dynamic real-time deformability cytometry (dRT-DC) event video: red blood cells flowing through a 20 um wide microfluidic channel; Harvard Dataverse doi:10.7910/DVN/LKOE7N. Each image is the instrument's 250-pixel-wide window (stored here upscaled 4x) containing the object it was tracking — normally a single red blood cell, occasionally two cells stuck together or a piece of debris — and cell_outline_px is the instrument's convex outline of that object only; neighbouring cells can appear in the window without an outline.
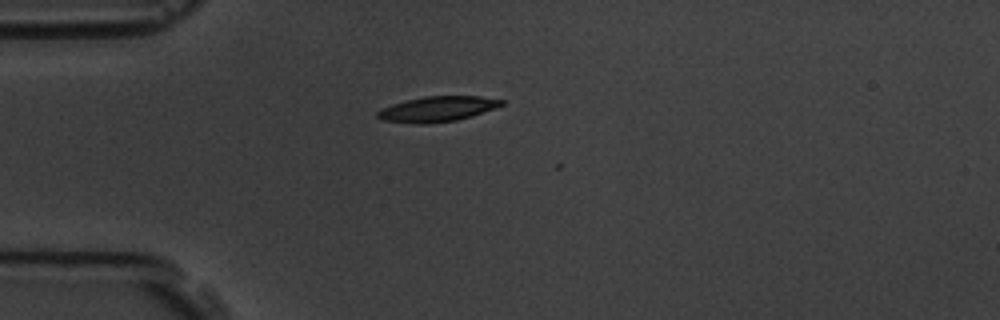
{"species": "common noctule bat (a hibernating species)", "species_latin": "Nyctalus noctula", "temperature_condition": "room temperature", "stored_images_in_passage": 2, "camera_frame_rate_fps": 3000, "um_per_image_px": 0.085, "animal": {"sex": "male", "body_mass_g": 19.5, "forearm_length_mm": 54.6}, "frame": {"image": 1, "passage_image": 1, "time_ms": 0.0, "image_size_px": [1000, 320], "cell_outline_px": [[504, 104], [472, 116], [456, 120], [424, 124], [416, 124], [384, 120], [376, 116], [376, 112], [380, 108], [392, 104], [424, 96], [480, 96], [504, 100]], "centroid_in_image_um": [37.15, 9.26], "position_along_channel_um": 47.8, "area_um2": 18.15}}